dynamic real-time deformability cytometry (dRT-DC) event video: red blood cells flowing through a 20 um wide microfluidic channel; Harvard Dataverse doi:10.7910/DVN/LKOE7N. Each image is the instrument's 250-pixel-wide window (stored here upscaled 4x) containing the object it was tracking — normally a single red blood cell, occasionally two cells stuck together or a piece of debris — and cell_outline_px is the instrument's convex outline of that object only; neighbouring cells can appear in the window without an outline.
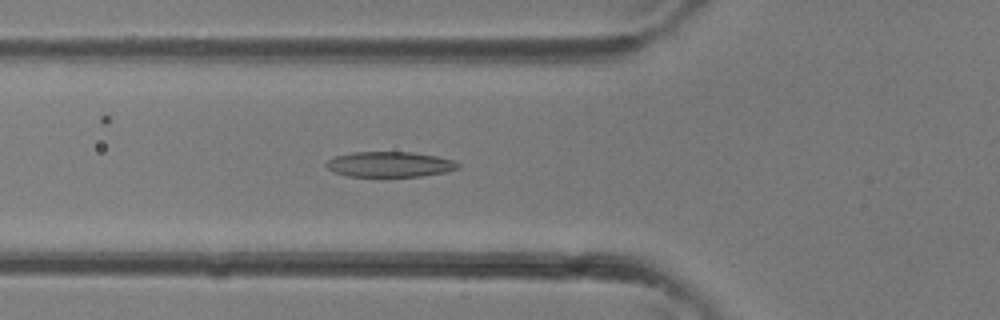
{"species": "common noctule bat (a hibernating species)", "species_latin": "Nyctalus noctula", "temperature_condition": "room temperature", "stored_images_in_passage": 29, "camera_frame_rate_fps": 3000, "um_per_image_px": 0.085, "animal": {"sex": "female"}, "frame": {"image": 1, "passage_image": 10, "time_ms": 3.0, "image_size_px": [1000, 320], "cell_outline_px": [[460, 168], [444, 172], [420, 176], [348, 176], [332, 172], [324, 164], [328, 160], [336, 156], [352, 152], [412, 152], [436, 156], [452, 160], [460, 164]], "centroid_in_image_um": [33.1, 13.96], "position_along_channel_um": 92.7, "area_um2": 19.36}}
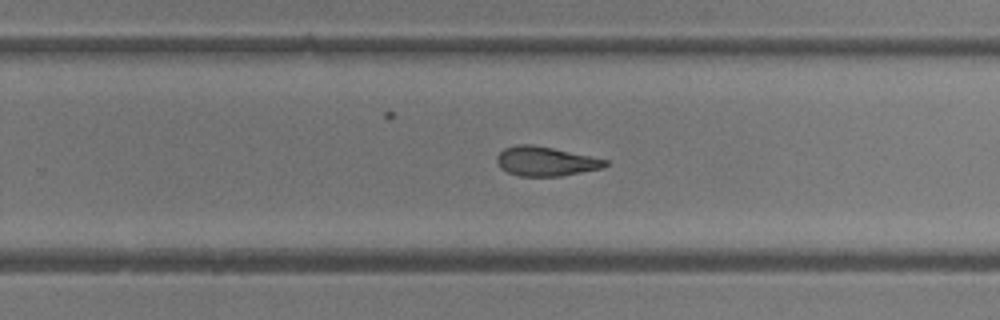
{"frame": {"image": 2, "passage_image": 20, "time_ms": 6.333, "image_size_px": [1000, 320], "cell_outline_px": [[608, 164], [604, 168], [560, 176], [520, 176], [508, 172], [500, 168], [496, 164], [496, 156], [504, 148], [516, 144], [532, 144], [552, 148], [608, 160]], "centroid_in_image_um": [46.34, 13.71], "position_along_channel_um": 283.5, "area_um2": 18.55}}
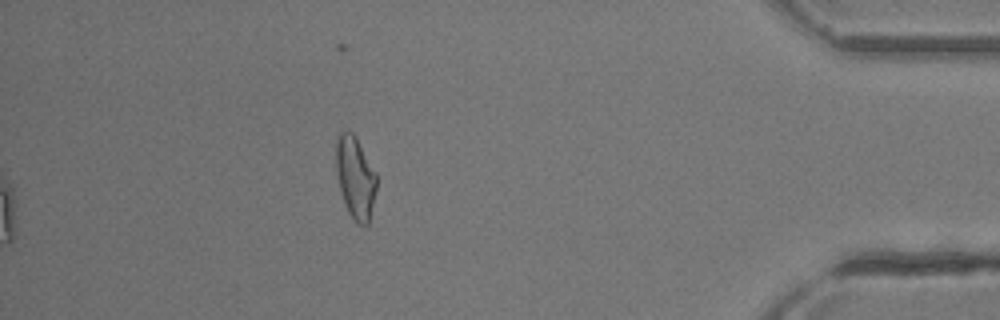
{"frame": {"image": 3, "passage_image": 29, "time_ms": 9.333, "image_size_px": [1000, 320], "cell_outline_px": [[376, 188], [368, 224], [364, 228], [356, 224], [348, 212], [344, 204], [340, 192], [336, 172], [336, 136], [340, 132], [352, 132], [356, 136], [376, 172]], "centroid_in_image_um": [30.19, 15.11], "position_along_channel_um": 405.0, "area_um2": 19.65}}